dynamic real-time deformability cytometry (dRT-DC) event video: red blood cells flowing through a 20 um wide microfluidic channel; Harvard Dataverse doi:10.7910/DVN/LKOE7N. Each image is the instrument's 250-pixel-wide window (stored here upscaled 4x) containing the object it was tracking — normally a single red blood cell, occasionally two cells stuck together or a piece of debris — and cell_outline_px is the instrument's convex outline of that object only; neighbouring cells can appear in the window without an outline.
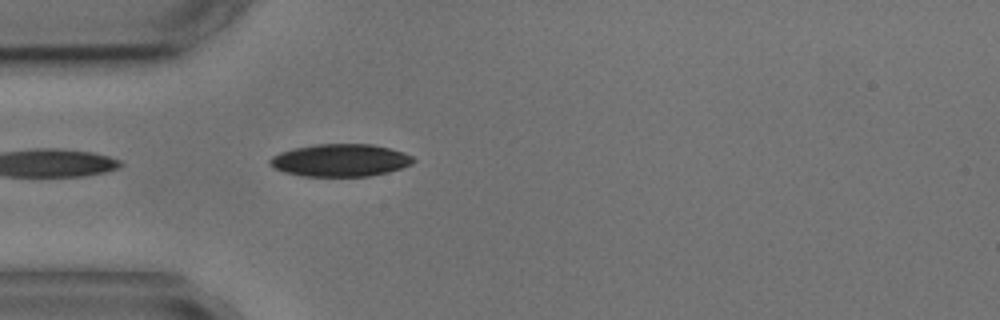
{"species": "common noctule bat (a hibernating species)", "species_latin": "Nyctalus noctula", "temperature_condition": "cold", "stored_images_in_passage": 1, "camera_frame_rate_fps": 3000, "um_per_image_px": 0.085, "animal": {"sex": "male", "body_mass_g": 17.9, "forearm_length_mm": 54.2}, "frame": {"image": 1, "passage_image": 1, "time_ms": 0.0, "image_size_px": [1000, 320], "cell_outline_px": [[416, 160], [412, 164], [388, 172], [368, 176], [304, 176], [284, 172], [268, 164], [268, 160], [272, 156], [280, 152], [296, 148], [316, 144], [372, 144], [404, 152], [412, 156]], "centroid_in_image_um": [28.93, 13.62], "position_along_channel_um": 56.1, "area_um2": 27.05}}